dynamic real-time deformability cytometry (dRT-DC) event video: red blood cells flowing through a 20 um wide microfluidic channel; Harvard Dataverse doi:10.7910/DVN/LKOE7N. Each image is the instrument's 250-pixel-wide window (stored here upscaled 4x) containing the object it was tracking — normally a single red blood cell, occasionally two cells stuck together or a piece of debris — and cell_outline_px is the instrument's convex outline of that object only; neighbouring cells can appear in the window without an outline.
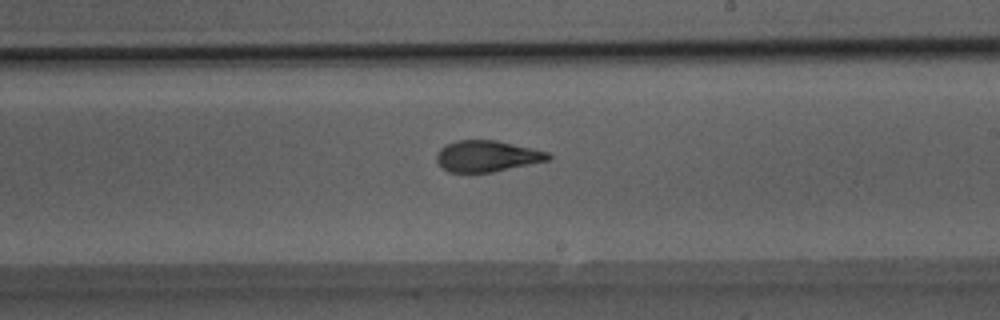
{"species": "Egyptian fruit bat (a non-hibernating species)", "species_latin": "Rousettus aegyptiacus", "temperature_condition": "room temperature", "stored_images_in_passage": 38, "camera_frame_rate_fps": 3000, "um_per_image_px": 0.085, "animal": {"sex": "male"}, "frame": {"image": 1, "passage_image": 18, "time_ms": 5.667, "image_size_px": [1000, 320], "cell_outline_px": [[552, 156], [548, 160], [492, 172], [448, 172], [436, 160], [436, 156], [440, 148], [456, 140], [496, 140], [548, 152]], "centroid_in_image_um": [41.38, 13.27], "position_along_channel_um": 247.6, "area_um2": 20.0}}
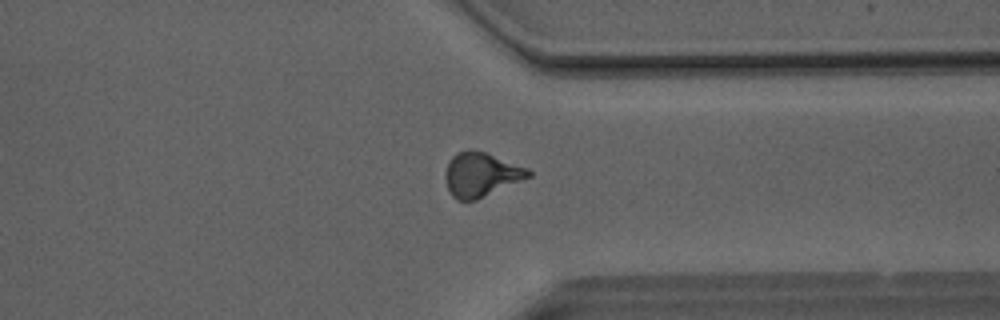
{"frame": {"image": 2, "passage_image": 27, "time_ms": 8.667, "image_size_px": [1000, 320], "cell_outline_px": [[532, 176], [476, 200], [456, 200], [452, 196], [448, 188], [444, 176], [444, 172], [452, 156], [456, 152], [468, 148], [472, 148], [484, 152], [528, 168], [532, 172]], "centroid_in_image_um": [40.87, 14.82], "position_along_channel_um": 370.5, "area_um2": 21.5}}
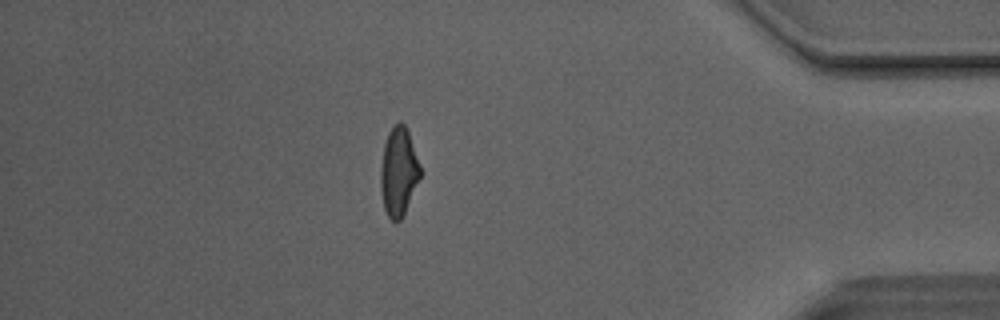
{"frame": {"image": 3, "passage_image": 32, "time_ms": 10.333, "image_size_px": [1000, 320], "cell_outline_px": [[420, 176], [404, 212], [400, 220], [392, 220], [388, 216], [384, 208], [380, 188], [380, 172], [384, 144], [388, 132], [392, 124], [400, 120], [408, 128], [420, 164]], "centroid_in_image_um": [33.87, 14.5], "position_along_channel_um": 401.3, "area_um2": 20.4}, "authors_computed_cell_mechanics": {"area_um2": 20.7791, "velocity_mm_per_s": 4.1406, "shape_relaxation_time_tau1_ms": 5.3145, "shape_relaxation_time_tau2_ms": 1.532, "deformation_change_tau1": 0.1768, "deformation_change_tau2": 0.0853}}